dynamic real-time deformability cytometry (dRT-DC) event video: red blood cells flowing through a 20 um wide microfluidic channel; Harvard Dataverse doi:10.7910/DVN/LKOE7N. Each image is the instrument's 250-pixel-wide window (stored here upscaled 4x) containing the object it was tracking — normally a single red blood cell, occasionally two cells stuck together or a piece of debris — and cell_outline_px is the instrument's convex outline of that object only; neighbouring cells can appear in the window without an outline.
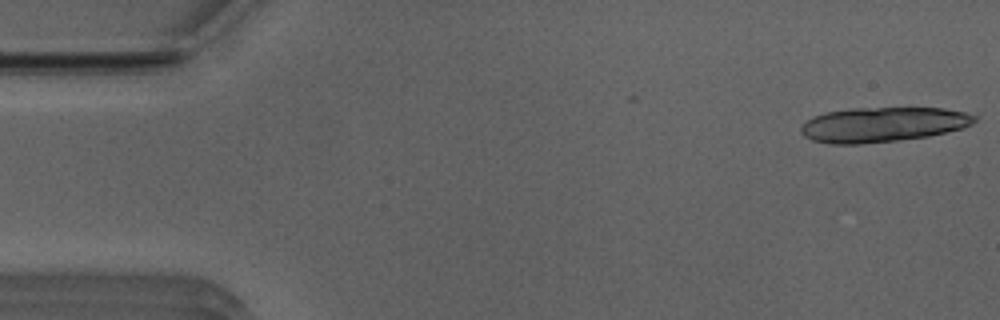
{"species": "Egyptian fruit bat (a non-hibernating species)", "species_latin": "Rousettus aegyptiacus", "temperature_condition": "room temperature", "stored_images_in_passage": 7, "camera_frame_rate_fps": 3000, "um_per_image_px": 0.085, "animal": {"sex": "male"}, "frame": {"image": 1, "passage_image": 1, "time_ms": 0.0, "image_size_px": [1000, 320], "cell_outline_px": [[980, 116], [972, 124], [964, 128], [928, 136], [896, 140], [860, 144], [828, 144], [812, 140], [804, 136], [800, 132], [800, 128], [808, 120], [816, 116], [828, 112], [852, 108], [944, 108], [964, 112]], "centroid_in_image_um": [75.07, 10.59], "position_along_channel_um": 9.9, "area_um2": 35.14}}